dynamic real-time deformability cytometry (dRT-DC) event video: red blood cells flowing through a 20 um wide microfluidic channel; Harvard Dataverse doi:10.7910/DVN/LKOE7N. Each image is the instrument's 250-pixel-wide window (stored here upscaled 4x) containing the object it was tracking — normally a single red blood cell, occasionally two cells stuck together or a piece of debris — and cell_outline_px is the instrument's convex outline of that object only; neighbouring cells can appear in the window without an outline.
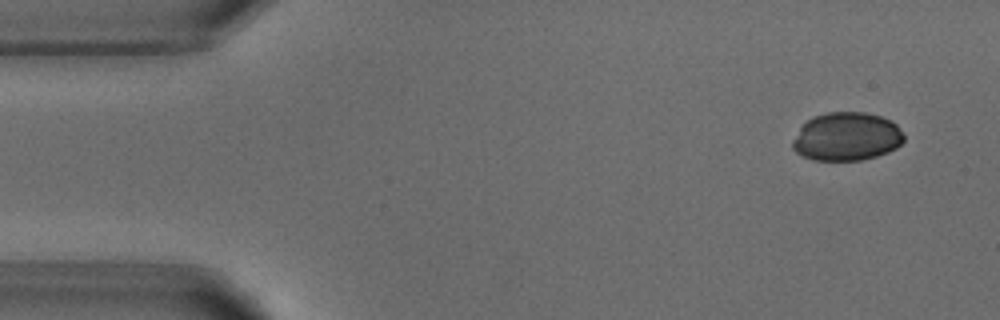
{"species": "common noctule bat (a hibernating species)", "species_latin": "Nyctalus noctula", "temperature_condition": "warm", "stored_images_in_passage": 4, "camera_frame_rate_fps": 3000, "um_per_image_px": 0.085, "animal": {"sex": "male", "body_mass_g": 18.8}, "frame": {"image": 1, "passage_image": 1, "time_ms": 0.0, "image_size_px": [1000, 320], "cell_outline_px": [[904, 140], [896, 148], [888, 152], [876, 156], [860, 160], [812, 160], [796, 152], [792, 148], [792, 140], [800, 128], [812, 116], [828, 112], [864, 112], [880, 116], [892, 120], [896, 124], [904, 136]], "centroid_in_image_um": [71.96, 11.61], "position_along_channel_um": 13.0, "area_um2": 31.39}}